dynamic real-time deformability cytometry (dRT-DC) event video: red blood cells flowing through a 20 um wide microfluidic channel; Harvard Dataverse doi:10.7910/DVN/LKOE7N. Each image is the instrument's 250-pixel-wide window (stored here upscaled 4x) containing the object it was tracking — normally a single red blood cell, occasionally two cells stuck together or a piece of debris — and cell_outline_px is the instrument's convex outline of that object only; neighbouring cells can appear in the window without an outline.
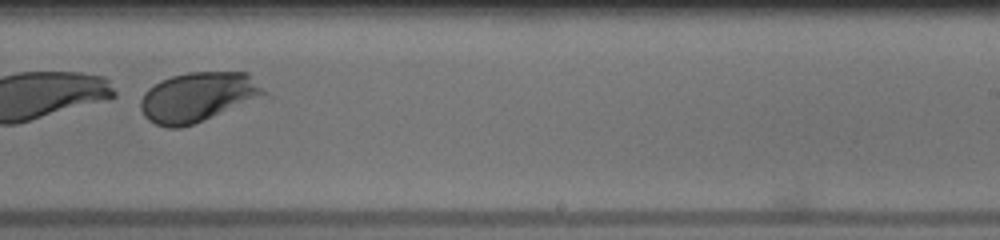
{"species": "human", "species_latin": "Homo sapiens", "temperature_condition": "warm", "stored_images_in_passage": 36, "segment_of_instrument_passage": [2, 2], "camera_frame_rate_fps": 3000, "um_per_image_px": 0.085, "donor": {"sex": "male"}, "frame": {"image": 1, "passage_image": 27, "time_ms": 8.667, "image_size_px": [1000, 240], "cell_outline_px": [[268, 92], [192, 124], [180, 128], [168, 128], [156, 124], [148, 120], [144, 116], [140, 108], [140, 100], [144, 92], [148, 88], [160, 80], [172, 76], [188, 72], [248, 72]], "centroid_in_image_um": [16.72, 8.22], "position_along_channel_um": 272.3, "area_um2": 34.91}}
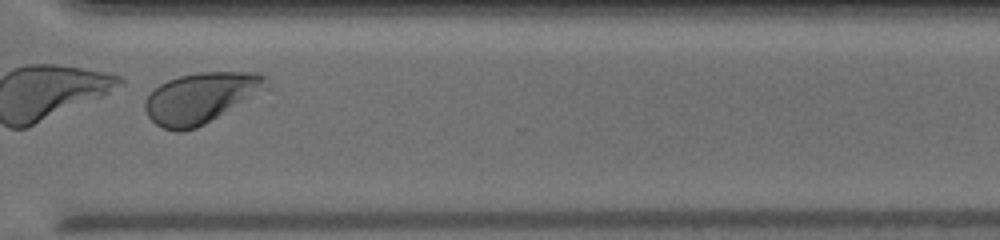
{"frame": {"image": 2, "passage_image": 33, "time_ms": 10.667, "image_size_px": [1000, 240], "cell_outline_px": [[268, 88], [204, 124], [196, 128], [184, 132], [176, 132], [164, 128], [156, 124], [148, 116], [144, 108], [144, 100], [160, 84], [168, 80], [180, 76], [196, 72], [260, 72], [268, 76]], "centroid_in_image_um": [17.07, 8.31], "position_along_channel_um": 353.5, "area_um2": 35.66}}